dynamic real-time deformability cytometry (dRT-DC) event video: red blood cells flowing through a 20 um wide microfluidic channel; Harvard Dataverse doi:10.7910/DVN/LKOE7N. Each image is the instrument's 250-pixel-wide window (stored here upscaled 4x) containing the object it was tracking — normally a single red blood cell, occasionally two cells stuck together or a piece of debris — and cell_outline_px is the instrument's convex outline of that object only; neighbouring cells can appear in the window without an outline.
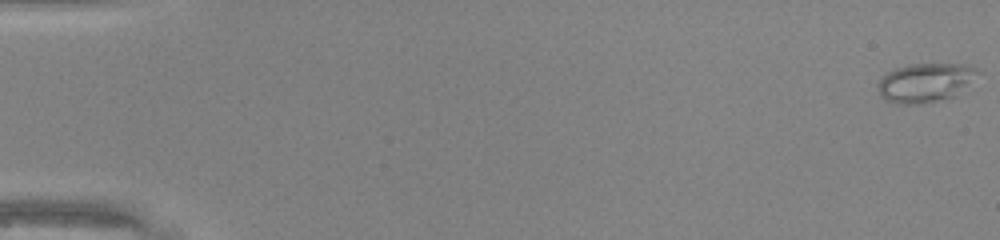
{"species": "common noctule bat (a hibernating species)", "species_latin": "Nyctalus noctula", "temperature_condition": "warm", "stored_images_in_passage": 49, "camera_frame_rate_fps": 3000, "um_per_image_px": 0.085, "animal": {"sex": "male", "body_mass_g": 20.0, "forearm_length_mm": 53.3}, "frame": {"image": 1, "passage_image": 1, "time_ms": 0.0, "image_size_px": [1000, 240], "cell_outline_px": [[980, 72], [952, 96], [920, 104], [900, 104], [884, 100], [880, 96], [876, 84], [888, 72], [896, 68], [908, 64], [968, 64], [976, 68]], "centroid_in_image_um": [78.58, 7.01], "position_along_channel_um": 6.4, "area_um2": 22.25}}
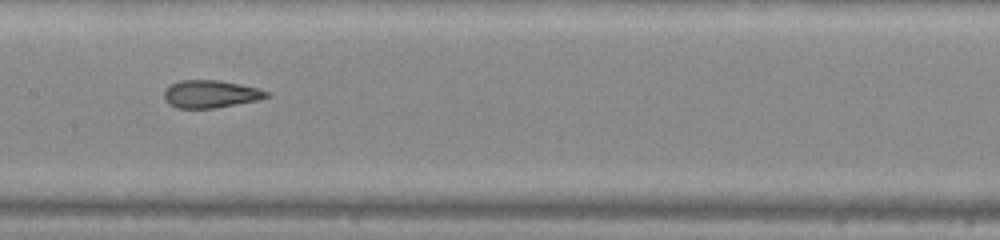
{"frame": {"image": 2, "passage_image": 26, "time_ms": 8.333, "image_size_px": [1000, 240], "cell_outline_px": [[272, 96], [260, 100], [212, 108], [176, 108], [168, 104], [164, 100], [164, 92], [172, 84], [180, 80], [220, 80], [240, 84], [256, 88], [268, 92]], "centroid_in_image_um": [17.91, 7.99], "position_along_channel_um": 189.5, "area_um2": 16.47}}
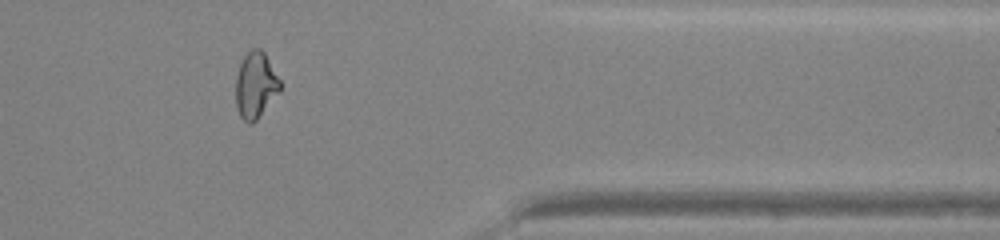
{"frame": {"image": 3, "passage_image": 41, "time_ms": 13.333, "image_size_px": [1000, 240], "cell_outline_px": [[280, 92], [256, 120], [252, 124], [248, 124], [240, 116], [236, 108], [236, 76], [240, 64], [244, 56], [252, 48], [260, 48], [264, 52], [280, 80]], "centroid_in_image_um": [21.72, 7.25], "position_along_channel_um": 389.7, "area_um2": 17.05}, "authors_computed_cell_mechanics": {"area_um2": 17.8024, "velocity_mm_per_s": 4.3242, "shape_relaxation_time_tau1_ms": 10.8675, "shape_relaxation_time_tau2_ms": 1.0541, "deformation_change_tau1": 0.3303, "deformation_change_tau2": 0.0678}}